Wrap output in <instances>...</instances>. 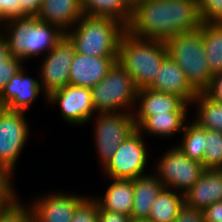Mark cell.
Wrapping results in <instances>:
<instances>
[{"label": "cell", "mask_w": 222, "mask_h": 222, "mask_svg": "<svg viewBox=\"0 0 222 222\" xmlns=\"http://www.w3.org/2000/svg\"><path fill=\"white\" fill-rule=\"evenodd\" d=\"M46 194L28 201L35 222H71L77 206L86 198V194L73 192Z\"/></svg>", "instance_id": "cell-13"}, {"label": "cell", "mask_w": 222, "mask_h": 222, "mask_svg": "<svg viewBox=\"0 0 222 222\" xmlns=\"http://www.w3.org/2000/svg\"><path fill=\"white\" fill-rule=\"evenodd\" d=\"M98 221L99 222H132L130 216H126L117 212H110L101 209L98 205Z\"/></svg>", "instance_id": "cell-36"}, {"label": "cell", "mask_w": 222, "mask_h": 222, "mask_svg": "<svg viewBox=\"0 0 222 222\" xmlns=\"http://www.w3.org/2000/svg\"><path fill=\"white\" fill-rule=\"evenodd\" d=\"M43 0H20L21 17L37 16L40 11Z\"/></svg>", "instance_id": "cell-38"}, {"label": "cell", "mask_w": 222, "mask_h": 222, "mask_svg": "<svg viewBox=\"0 0 222 222\" xmlns=\"http://www.w3.org/2000/svg\"><path fill=\"white\" fill-rule=\"evenodd\" d=\"M25 66L1 90L0 107L26 112L41 96L40 81L26 75Z\"/></svg>", "instance_id": "cell-14"}, {"label": "cell", "mask_w": 222, "mask_h": 222, "mask_svg": "<svg viewBox=\"0 0 222 222\" xmlns=\"http://www.w3.org/2000/svg\"><path fill=\"white\" fill-rule=\"evenodd\" d=\"M197 105V106H196ZM196 107L193 121L204 129L222 133V103L212 100L204 92H199L191 103Z\"/></svg>", "instance_id": "cell-25"}, {"label": "cell", "mask_w": 222, "mask_h": 222, "mask_svg": "<svg viewBox=\"0 0 222 222\" xmlns=\"http://www.w3.org/2000/svg\"><path fill=\"white\" fill-rule=\"evenodd\" d=\"M71 222H99L98 202L90 195L77 206Z\"/></svg>", "instance_id": "cell-30"}, {"label": "cell", "mask_w": 222, "mask_h": 222, "mask_svg": "<svg viewBox=\"0 0 222 222\" xmlns=\"http://www.w3.org/2000/svg\"><path fill=\"white\" fill-rule=\"evenodd\" d=\"M203 42L212 75L222 72V23H203Z\"/></svg>", "instance_id": "cell-26"}, {"label": "cell", "mask_w": 222, "mask_h": 222, "mask_svg": "<svg viewBox=\"0 0 222 222\" xmlns=\"http://www.w3.org/2000/svg\"><path fill=\"white\" fill-rule=\"evenodd\" d=\"M0 32L7 40L10 55L23 63L39 55L42 58L65 36L58 26L40 21L36 16L10 19Z\"/></svg>", "instance_id": "cell-2"}, {"label": "cell", "mask_w": 222, "mask_h": 222, "mask_svg": "<svg viewBox=\"0 0 222 222\" xmlns=\"http://www.w3.org/2000/svg\"><path fill=\"white\" fill-rule=\"evenodd\" d=\"M145 137L136 130L118 146L116 153L102 167L107 178L133 180L148 174L145 173L149 162Z\"/></svg>", "instance_id": "cell-10"}, {"label": "cell", "mask_w": 222, "mask_h": 222, "mask_svg": "<svg viewBox=\"0 0 222 222\" xmlns=\"http://www.w3.org/2000/svg\"><path fill=\"white\" fill-rule=\"evenodd\" d=\"M90 90L96 113H133L135 109L138 88L132 76L117 62Z\"/></svg>", "instance_id": "cell-6"}, {"label": "cell", "mask_w": 222, "mask_h": 222, "mask_svg": "<svg viewBox=\"0 0 222 222\" xmlns=\"http://www.w3.org/2000/svg\"><path fill=\"white\" fill-rule=\"evenodd\" d=\"M189 112H167L149 116L137 130L142 135L149 134L158 138H173L176 133H182L184 125L190 117Z\"/></svg>", "instance_id": "cell-22"}, {"label": "cell", "mask_w": 222, "mask_h": 222, "mask_svg": "<svg viewBox=\"0 0 222 222\" xmlns=\"http://www.w3.org/2000/svg\"><path fill=\"white\" fill-rule=\"evenodd\" d=\"M9 46L5 37L0 33V65H6V60L10 57Z\"/></svg>", "instance_id": "cell-39"}, {"label": "cell", "mask_w": 222, "mask_h": 222, "mask_svg": "<svg viewBox=\"0 0 222 222\" xmlns=\"http://www.w3.org/2000/svg\"><path fill=\"white\" fill-rule=\"evenodd\" d=\"M184 207V194L164 188L154 201L148 219L152 222H174Z\"/></svg>", "instance_id": "cell-23"}, {"label": "cell", "mask_w": 222, "mask_h": 222, "mask_svg": "<svg viewBox=\"0 0 222 222\" xmlns=\"http://www.w3.org/2000/svg\"><path fill=\"white\" fill-rule=\"evenodd\" d=\"M16 194L7 204L0 210V222H35L29 203L24 204Z\"/></svg>", "instance_id": "cell-29"}, {"label": "cell", "mask_w": 222, "mask_h": 222, "mask_svg": "<svg viewBox=\"0 0 222 222\" xmlns=\"http://www.w3.org/2000/svg\"><path fill=\"white\" fill-rule=\"evenodd\" d=\"M94 118V119H93ZM94 124V144L102 168L116 153L118 146L136 130L133 113H96L90 121Z\"/></svg>", "instance_id": "cell-7"}, {"label": "cell", "mask_w": 222, "mask_h": 222, "mask_svg": "<svg viewBox=\"0 0 222 222\" xmlns=\"http://www.w3.org/2000/svg\"><path fill=\"white\" fill-rule=\"evenodd\" d=\"M174 222H205V219L202 211L184 207Z\"/></svg>", "instance_id": "cell-37"}, {"label": "cell", "mask_w": 222, "mask_h": 222, "mask_svg": "<svg viewBox=\"0 0 222 222\" xmlns=\"http://www.w3.org/2000/svg\"><path fill=\"white\" fill-rule=\"evenodd\" d=\"M166 46L168 55L183 70L190 84L203 92L213 76L204 50L203 23L196 30L173 35Z\"/></svg>", "instance_id": "cell-5"}, {"label": "cell", "mask_w": 222, "mask_h": 222, "mask_svg": "<svg viewBox=\"0 0 222 222\" xmlns=\"http://www.w3.org/2000/svg\"><path fill=\"white\" fill-rule=\"evenodd\" d=\"M85 15L113 18L126 27L132 16V8L125 0H82Z\"/></svg>", "instance_id": "cell-24"}, {"label": "cell", "mask_w": 222, "mask_h": 222, "mask_svg": "<svg viewBox=\"0 0 222 222\" xmlns=\"http://www.w3.org/2000/svg\"><path fill=\"white\" fill-rule=\"evenodd\" d=\"M60 108L61 118L69 125H85L96 114L92 103L91 90L68 84L51 92L45 101Z\"/></svg>", "instance_id": "cell-12"}, {"label": "cell", "mask_w": 222, "mask_h": 222, "mask_svg": "<svg viewBox=\"0 0 222 222\" xmlns=\"http://www.w3.org/2000/svg\"><path fill=\"white\" fill-rule=\"evenodd\" d=\"M126 31V26L113 18L84 14L65 35L80 54L118 57L120 41Z\"/></svg>", "instance_id": "cell-3"}, {"label": "cell", "mask_w": 222, "mask_h": 222, "mask_svg": "<svg viewBox=\"0 0 222 222\" xmlns=\"http://www.w3.org/2000/svg\"><path fill=\"white\" fill-rule=\"evenodd\" d=\"M155 165L154 173L165 188L185 194L205 170L202 163L189 159L179 149L171 146Z\"/></svg>", "instance_id": "cell-9"}, {"label": "cell", "mask_w": 222, "mask_h": 222, "mask_svg": "<svg viewBox=\"0 0 222 222\" xmlns=\"http://www.w3.org/2000/svg\"><path fill=\"white\" fill-rule=\"evenodd\" d=\"M24 66L19 58L10 56L6 60V65H0V92L10 79L17 74Z\"/></svg>", "instance_id": "cell-32"}, {"label": "cell", "mask_w": 222, "mask_h": 222, "mask_svg": "<svg viewBox=\"0 0 222 222\" xmlns=\"http://www.w3.org/2000/svg\"><path fill=\"white\" fill-rule=\"evenodd\" d=\"M76 53L75 47L65 35L53 47V49L42 58L40 63L39 77L40 85L43 90V97L69 84L71 64Z\"/></svg>", "instance_id": "cell-11"}, {"label": "cell", "mask_w": 222, "mask_h": 222, "mask_svg": "<svg viewBox=\"0 0 222 222\" xmlns=\"http://www.w3.org/2000/svg\"><path fill=\"white\" fill-rule=\"evenodd\" d=\"M203 92L212 100L222 103V72L212 76L209 86Z\"/></svg>", "instance_id": "cell-34"}, {"label": "cell", "mask_w": 222, "mask_h": 222, "mask_svg": "<svg viewBox=\"0 0 222 222\" xmlns=\"http://www.w3.org/2000/svg\"><path fill=\"white\" fill-rule=\"evenodd\" d=\"M0 9H3V25L10 19L21 17L20 0H0Z\"/></svg>", "instance_id": "cell-33"}, {"label": "cell", "mask_w": 222, "mask_h": 222, "mask_svg": "<svg viewBox=\"0 0 222 222\" xmlns=\"http://www.w3.org/2000/svg\"><path fill=\"white\" fill-rule=\"evenodd\" d=\"M204 169H222V133L205 129Z\"/></svg>", "instance_id": "cell-28"}, {"label": "cell", "mask_w": 222, "mask_h": 222, "mask_svg": "<svg viewBox=\"0 0 222 222\" xmlns=\"http://www.w3.org/2000/svg\"><path fill=\"white\" fill-rule=\"evenodd\" d=\"M147 88L179 96L190 105L199 93L169 55L162 62L155 80Z\"/></svg>", "instance_id": "cell-17"}, {"label": "cell", "mask_w": 222, "mask_h": 222, "mask_svg": "<svg viewBox=\"0 0 222 222\" xmlns=\"http://www.w3.org/2000/svg\"><path fill=\"white\" fill-rule=\"evenodd\" d=\"M13 185V179L0 168V189H16Z\"/></svg>", "instance_id": "cell-41"}, {"label": "cell", "mask_w": 222, "mask_h": 222, "mask_svg": "<svg viewBox=\"0 0 222 222\" xmlns=\"http://www.w3.org/2000/svg\"><path fill=\"white\" fill-rule=\"evenodd\" d=\"M186 122L182 131V139L176 145L189 159L203 162L205 155V129L193 120Z\"/></svg>", "instance_id": "cell-27"}, {"label": "cell", "mask_w": 222, "mask_h": 222, "mask_svg": "<svg viewBox=\"0 0 222 222\" xmlns=\"http://www.w3.org/2000/svg\"><path fill=\"white\" fill-rule=\"evenodd\" d=\"M205 222H222V201L213 203L202 211Z\"/></svg>", "instance_id": "cell-35"}, {"label": "cell", "mask_w": 222, "mask_h": 222, "mask_svg": "<svg viewBox=\"0 0 222 222\" xmlns=\"http://www.w3.org/2000/svg\"><path fill=\"white\" fill-rule=\"evenodd\" d=\"M190 108L191 105L179 96L142 88L138 89L133 116L138 128L149 116L167 112H189Z\"/></svg>", "instance_id": "cell-15"}, {"label": "cell", "mask_w": 222, "mask_h": 222, "mask_svg": "<svg viewBox=\"0 0 222 222\" xmlns=\"http://www.w3.org/2000/svg\"><path fill=\"white\" fill-rule=\"evenodd\" d=\"M118 57L87 56L74 54L69 75V84L91 89L106 77Z\"/></svg>", "instance_id": "cell-16"}, {"label": "cell", "mask_w": 222, "mask_h": 222, "mask_svg": "<svg viewBox=\"0 0 222 222\" xmlns=\"http://www.w3.org/2000/svg\"><path fill=\"white\" fill-rule=\"evenodd\" d=\"M164 188L155 173L133 179L134 199L130 216L133 221L148 219L154 201Z\"/></svg>", "instance_id": "cell-20"}, {"label": "cell", "mask_w": 222, "mask_h": 222, "mask_svg": "<svg viewBox=\"0 0 222 222\" xmlns=\"http://www.w3.org/2000/svg\"><path fill=\"white\" fill-rule=\"evenodd\" d=\"M126 3L133 9L137 4L143 0H125Z\"/></svg>", "instance_id": "cell-42"}, {"label": "cell", "mask_w": 222, "mask_h": 222, "mask_svg": "<svg viewBox=\"0 0 222 222\" xmlns=\"http://www.w3.org/2000/svg\"><path fill=\"white\" fill-rule=\"evenodd\" d=\"M202 23H222V0H198Z\"/></svg>", "instance_id": "cell-31"}, {"label": "cell", "mask_w": 222, "mask_h": 222, "mask_svg": "<svg viewBox=\"0 0 222 222\" xmlns=\"http://www.w3.org/2000/svg\"><path fill=\"white\" fill-rule=\"evenodd\" d=\"M25 115L24 111L0 107V168L12 179L31 131Z\"/></svg>", "instance_id": "cell-8"}, {"label": "cell", "mask_w": 222, "mask_h": 222, "mask_svg": "<svg viewBox=\"0 0 222 222\" xmlns=\"http://www.w3.org/2000/svg\"><path fill=\"white\" fill-rule=\"evenodd\" d=\"M110 184L104 195L93 198L98 202L101 209L110 212H117L126 216H131L133 207V180L108 178Z\"/></svg>", "instance_id": "cell-21"}, {"label": "cell", "mask_w": 222, "mask_h": 222, "mask_svg": "<svg viewBox=\"0 0 222 222\" xmlns=\"http://www.w3.org/2000/svg\"><path fill=\"white\" fill-rule=\"evenodd\" d=\"M3 27V9H0V29Z\"/></svg>", "instance_id": "cell-43"}, {"label": "cell", "mask_w": 222, "mask_h": 222, "mask_svg": "<svg viewBox=\"0 0 222 222\" xmlns=\"http://www.w3.org/2000/svg\"><path fill=\"white\" fill-rule=\"evenodd\" d=\"M15 189H0V210L17 194Z\"/></svg>", "instance_id": "cell-40"}, {"label": "cell", "mask_w": 222, "mask_h": 222, "mask_svg": "<svg viewBox=\"0 0 222 222\" xmlns=\"http://www.w3.org/2000/svg\"><path fill=\"white\" fill-rule=\"evenodd\" d=\"M201 25L198 0H143L132 9L126 28L138 38L166 42Z\"/></svg>", "instance_id": "cell-1"}, {"label": "cell", "mask_w": 222, "mask_h": 222, "mask_svg": "<svg viewBox=\"0 0 222 222\" xmlns=\"http://www.w3.org/2000/svg\"><path fill=\"white\" fill-rule=\"evenodd\" d=\"M222 201V169H205L199 180L184 194L185 207L203 211Z\"/></svg>", "instance_id": "cell-18"}, {"label": "cell", "mask_w": 222, "mask_h": 222, "mask_svg": "<svg viewBox=\"0 0 222 222\" xmlns=\"http://www.w3.org/2000/svg\"><path fill=\"white\" fill-rule=\"evenodd\" d=\"M168 56L165 41L138 38L126 31L120 41L117 63L133 78L138 89L147 88Z\"/></svg>", "instance_id": "cell-4"}, {"label": "cell", "mask_w": 222, "mask_h": 222, "mask_svg": "<svg viewBox=\"0 0 222 222\" xmlns=\"http://www.w3.org/2000/svg\"><path fill=\"white\" fill-rule=\"evenodd\" d=\"M83 15L82 0H43L36 17L40 21L58 26L66 33Z\"/></svg>", "instance_id": "cell-19"}, {"label": "cell", "mask_w": 222, "mask_h": 222, "mask_svg": "<svg viewBox=\"0 0 222 222\" xmlns=\"http://www.w3.org/2000/svg\"><path fill=\"white\" fill-rule=\"evenodd\" d=\"M132 222H152V221L149 220V219H140V220H135V221H132Z\"/></svg>", "instance_id": "cell-44"}]
</instances>
